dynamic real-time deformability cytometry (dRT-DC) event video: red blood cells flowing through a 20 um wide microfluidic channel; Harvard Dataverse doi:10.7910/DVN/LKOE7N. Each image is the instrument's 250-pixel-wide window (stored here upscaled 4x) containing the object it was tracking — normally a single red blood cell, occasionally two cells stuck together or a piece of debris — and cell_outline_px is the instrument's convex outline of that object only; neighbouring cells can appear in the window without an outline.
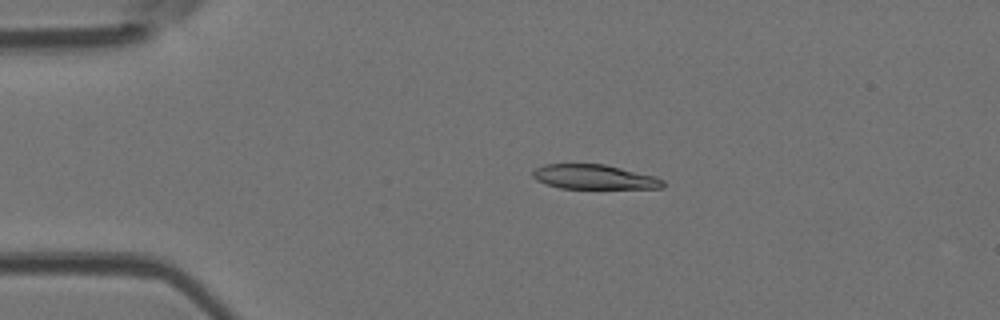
{"species": "Egyptian fruit bat (a non-hibernating species)", "species_latin": "Rousettus aegyptiacus", "temperature_condition": "room temperature", "stored_images_in_passage": 3, "camera_frame_rate_fps": 3000, "um_per_image_px": 0.085, "animal": {"sex": "female"}, "frame": {"image": 1, "passage_image": 2, "time_ms": 0.333, "image_size_px": [1000, 320], "cell_outline_px": [[664, 188], [560, 188], [544, 184], [536, 180], [532, 176], [532, 168], [544, 164], [604, 164], [656, 176], [664, 180]], "centroid_in_image_um": [50.46, 15.03], "position_along_channel_um": 34.5, "area_um2": 18.79}}